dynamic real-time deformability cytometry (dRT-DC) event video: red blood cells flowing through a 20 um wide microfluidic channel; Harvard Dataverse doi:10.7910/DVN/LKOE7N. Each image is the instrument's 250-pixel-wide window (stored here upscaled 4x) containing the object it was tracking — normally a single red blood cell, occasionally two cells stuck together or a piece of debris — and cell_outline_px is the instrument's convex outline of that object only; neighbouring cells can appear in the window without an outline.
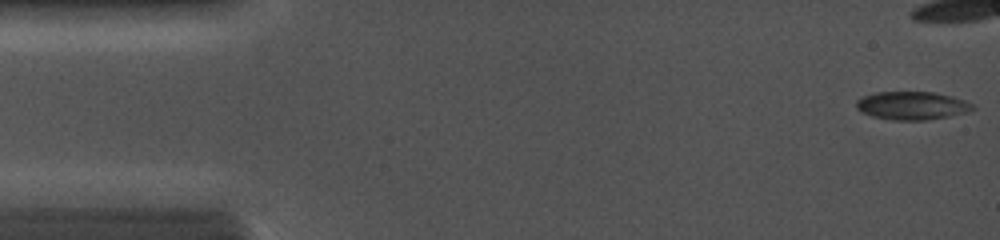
{"species": "common noctule bat (a hibernating species)", "species_latin": "Nyctalus noctula", "temperature_condition": "cold", "stored_images_in_passage": 37, "camera_frame_rate_fps": 5000, "um_per_image_px": 0.085, "animal": {"sex": "female", "body_mass_g": 19.0, "forearm_length_mm": 56.7}, "frame": {"image": 1, "passage_image": 1, "time_ms": 0.0, "image_size_px": [1000, 240], "cell_outline_px": [[976, 108], [964, 112], [948, 116], [928, 120], [892, 120], [872, 116], [860, 112], [856, 108], [856, 100], [864, 96], [876, 92], [932, 92], [952, 96], [964, 100], [972, 104]], "centroid_in_image_um": [77.48, 8.98], "position_along_channel_um": 7.5, "area_um2": 19.02}}
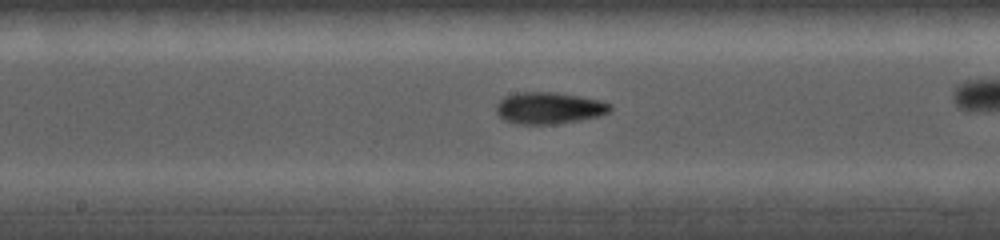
{"frame": {"image": 2, "passage_image": 25, "time_ms": 7.2, "image_size_px": [1000, 240], "cell_outline_px": [[612, 108], [608, 112], [600, 116], [580, 120], [552, 124], [516, 124], [504, 120], [496, 112], [496, 104], [504, 96], [516, 92], [556, 92], [580, 96], [600, 100], [612, 104]], "centroid_in_image_um": [46.66, 9.17], "position_along_channel_um": 201.5, "area_um2": 21.21}}
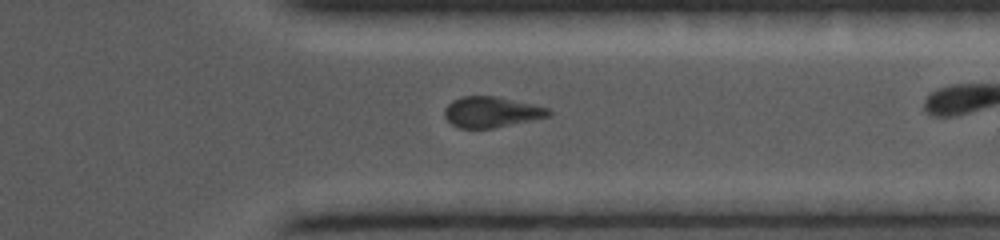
{"frame": {"image": 3, "passage_image": 35, "time_ms": 11.0, "image_size_px": [1000, 240], "cell_outline_px": [[552, 116], [492, 128], [460, 128], [452, 124], [444, 116], [444, 108], [452, 100], [460, 96], [496, 96], [548, 108], [552, 112]], "centroid_in_image_um": [41.75, 9.52], "position_along_channel_um": 369.6, "area_um2": 18.55}}